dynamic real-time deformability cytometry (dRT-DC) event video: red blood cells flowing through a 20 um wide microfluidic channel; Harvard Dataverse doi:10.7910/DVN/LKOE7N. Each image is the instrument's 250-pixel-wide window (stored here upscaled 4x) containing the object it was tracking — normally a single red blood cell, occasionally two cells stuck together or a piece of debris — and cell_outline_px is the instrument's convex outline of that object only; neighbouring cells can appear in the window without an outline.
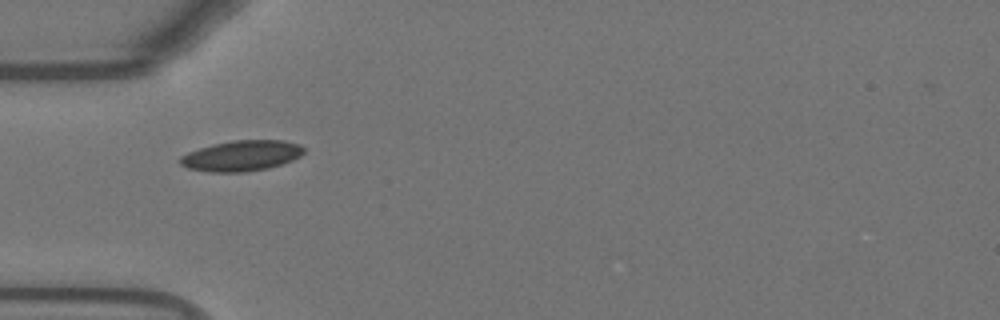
{"species": "Egyptian fruit bat (a non-hibernating species)", "species_latin": "Rousettus aegyptiacus", "temperature_condition": "warm", "stored_images_in_passage": 38, "camera_frame_rate_fps": 3000, "um_per_image_px": 0.085, "animal": {"sex": "female"}, "frame": {"image": 1, "passage_image": 1, "time_ms": 0.0, "image_size_px": [1000, 320], "cell_outline_px": [[304, 152], [300, 156], [292, 160], [268, 168], [244, 172], [208, 172], [188, 168], [180, 164], [180, 156], [188, 152], [212, 144], [232, 140], [284, 140], [300, 144], [304, 148]], "centroid_in_image_um": [20.53, 13.23], "position_along_channel_um": 64.5, "area_um2": 22.08}}
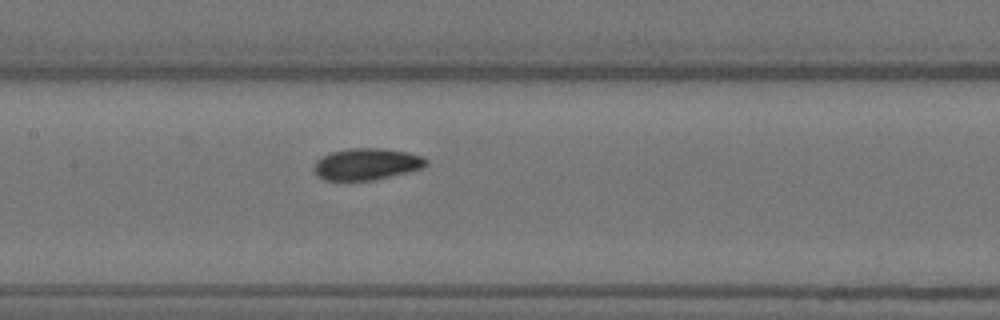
{"frame": {"image": 2, "passage_image": 10, "time_ms": 3.0, "image_size_px": [1000, 320], "cell_outline_px": [[428, 164], [424, 168], [376, 180], [324, 180], [312, 168], [316, 160], [328, 152], [348, 148], [384, 148], [408, 152], [424, 156], [428, 160]], "centroid_in_image_um": [31.2, 13.93], "position_along_channel_um": 176.2, "area_um2": 21.04}}
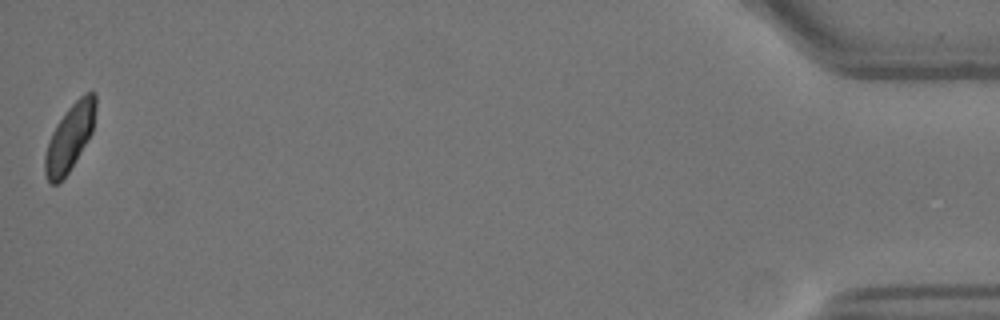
{"frame": {"image": 3, "passage_image": 38, "time_ms": 12.333, "image_size_px": [1000, 320], "cell_outline_px": [[96, 108], [92, 132], [68, 172], [56, 184], [48, 184], [44, 172], [44, 156], [52, 132], [56, 124], [68, 108], [84, 92], [96, 92]], "centroid_in_image_um": [5.92, 11.67], "position_along_channel_um": 429.3, "area_um2": 19.42}, "authors_computed_cell_mechanics": {"area_um2": 20.8947, "velocity_mm_per_s": 3.7308, "shape_relaxation_time_tau1_ms": 7.0555, "shape_relaxation_time_tau2_ms": 4.4121, "deformation_change_tau1": 0.141, "deformation_change_tau2": 0.0773}}